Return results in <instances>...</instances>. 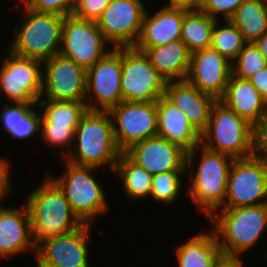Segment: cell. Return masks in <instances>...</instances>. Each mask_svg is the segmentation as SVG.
<instances>
[{
	"instance_id": "8fae6325",
	"label": "cell",
	"mask_w": 267,
	"mask_h": 267,
	"mask_svg": "<svg viewBox=\"0 0 267 267\" xmlns=\"http://www.w3.org/2000/svg\"><path fill=\"white\" fill-rule=\"evenodd\" d=\"M267 204V162L247 157L232 161L224 204L236 208Z\"/></svg>"
},
{
	"instance_id": "5b68a950",
	"label": "cell",
	"mask_w": 267,
	"mask_h": 267,
	"mask_svg": "<svg viewBox=\"0 0 267 267\" xmlns=\"http://www.w3.org/2000/svg\"><path fill=\"white\" fill-rule=\"evenodd\" d=\"M20 24H16L8 50L20 57L41 61L59 54L64 17L24 9Z\"/></svg>"
},
{
	"instance_id": "3957f363",
	"label": "cell",
	"mask_w": 267,
	"mask_h": 267,
	"mask_svg": "<svg viewBox=\"0 0 267 267\" xmlns=\"http://www.w3.org/2000/svg\"><path fill=\"white\" fill-rule=\"evenodd\" d=\"M208 219L223 256L242 258L267 231V204L219 208Z\"/></svg>"
},
{
	"instance_id": "277c9868",
	"label": "cell",
	"mask_w": 267,
	"mask_h": 267,
	"mask_svg": "<svg viewBox=\"0 0 267 267\" xmlns=\"http://www.w3.org/2000/svg\"><path fill=\"white\" fill-rule=\"evenodd\" d=\"M74 141L63 159L76 165L104 167V170L109 166L114 171L122 151L116 143L108 111L88 110L75 130Z\"/></svg>"
},
{
	"instance_id": "ffe728a7",
	"label": "cell",
	"mask_w": 267,
	"mask_h": 267,
	"mask_svg": "<svg viewBox=\"0 0 267 267\" xmlns=\"http://www.w3.org/2000/svg\"><path fill=\"white\" fill-rule=\"evenodd\" d=\"M164 96L200 134L207 128L212 107L217 102L214 96L201 92L187 80L167 81Z\"/></svg>"
},
{
	"instance_id": "ab89813d",
	"label": "cell",
	"mask_w": 267,
	"mask_h": 267,
	"mask_svg": "<svg viewBox=\"0 0 267 267\" xmlns=\"http://www.w3.org/2000/svg\"><path fill=\"white\" fill-rule=\"evenodd\" d=\"M248 80L258 90L263 99L267 102V66L258 70L255 74L250 76Z\"/></svg>"
},
{
	"instance_id": "6da1fadb",
	"label": "cell",
	"mask_w": 267,
	"mask_h": 267,
	"mask_svg": "<svg viewBox=\"0 0 267 267\" xmlns=\"http://www.w3.org/2000/svg\"><path fill=\"white\" fill-rule=\"evenodd\" d=\"M198 157L200 159L196 164L195 158ZM233 160L229 155L210 150L201 144L186 154L185 171L190 181L186 194L207 219L224 204ZM195 164L197 169L192 167Z\"/></svg>"
},
{
	"instance_id": "7bdbcfd3",
	"label": "cell",
	"mask_w": 267,
	"mask_h": 267,
	"mask_svg": "<svg viewBox=\"0 0 267 267\" xmlns=\"http://www.w3.org/2000/svg\"><path fill=\"white\" fill-rule=\"evenodd\" d=\"M255 44L260 49L261 54L263 55L265 62L267 64V32H265Z\"/></svg>"
},
{
	"instance_id": "d6a6232c",
	"label": "cell",
	"mask_w": 267,
	"mask_h": 267,
	"mask_svg": "<svg viewBox=\"0 0 267 267\" xmlns=\"http://www.w3.org/2000/svg\"><path fill=\"white\" fill-rule=\"evenodd\" d=\"M267 66L260 49L255 43H247L232 62V74L241 79H248Z\"/></svg>"
},
{
	"instance_id": "d590c367",
	"label": "cell",
	"mask_w": 267,
	"mask_h": 267,
	"mask_svg": "<svg viewBox=\"0 0 267 267\" xmlns=\"http://www.w3.org/2000/svg\"><path fill=\"white\" fill-rule=\"evenodd\" d=\"M252 157L267 162V112L252 125Z\"/></svg>"
},
{
	"instance_id": "4dcf8cb0",
	"label": "cell",
	"mask_w": 267,
	"mask_h": 267,
	"mask_svg": "<svg viewBox=\"0 0 267 267\" xmlns=\"http://www.w3.org/2000/svg\"><path fill=\"white\" fill-rule=\"evenodd\" d=\"M222 22L217 20L214 25L210 47L233 62L247 42L234 24L229 20Z\"/></svg>"
},
{
	"instance_id": "836d02e7",
	"label": "cell",
	"mask_w": 267,
	"mask_h": 267,
	"mask_svg": "<svg viewBox=\"0 0 267 267\" xmlns=\"http://www.w3.org/2000/svg\"><path fill=\"white\" fill-rule=\"evenodd\" d=\"M74 134L75 132L70 127H60L53 126V124H40V136L41 140L43 139L44 143L48 146H52L56 150H54L55 154L60 153V158L63 159L71 150L74 142ZM61 148L66 150L58 151ZM70 147V148H69ZM58 151V152H57ZM64 156V157H63Z\"/></svg>"
},
{
	"instance_id": "484cf974",
	"label": "cell",
	"mask_w": 267,
	"mask_h": 267,
	"mask_svg": "<svg viewBox=\"0 0 267 267\" xmlns=\"http://www.w3.org/2000/svg\"><path fill=\"white\" fill-rule=\"evenodd\" d=\"M37 104H3L0 110L2 128L13 139L29 140L40 132L41 113Z\"/></svg>"
},
{
	"instance_id": "83f0119b",
	"label": "cell",
	"mask_w": 267,
	"mask_h": 267,
	"mask_svg": "<svg viewBox=\"0 0 267 267\" xmlns=\"http://www.w3.org/2000/svg\"><path fill=\"white\" fill-rule=\"evenodd\" d=\"M112 174L122 181L125 196L130 201L150 198L153 175L134 163L124 152L120 154Z\"/></svg>"
},
{
	"instance_id": "74e56055",
	"label": "cell",
	"mask_w": 267,
	"mask_h": 267,
	"mask_svg": "<svg viewBox=\"0 0 267 267\" xmlns=\"http://www.w3.org/2000/svg\"><path fill=\"white\" fill-rule=\"evenodd\" d=\"M76 0H33L30 10L60 16L72 14Z\"/></svg>"
},
{
	"instance_id": "7402d4cb",
	"label": "cell",
	"mask_w": 267,
	"mask_h": 267,
	"mask_svg": "<svg viewBox=\"0 0 267 267\" xmlns=\"http://www.w3.org/2000/svg\"><path fill=\"white\" fill-rule=\"evenodd\" d=\"M157 136L179 145L186 152L200 144L201 134L189 122L185 114L164 95L156 101Z\"/></svg>"
},
{
	"instance_id": "d6986e66",
	"label": "cell",
	"mask_w": 267,
	"mask_h": 267,
	"mask_svg": "<svg viewBox=\"0 0 267 267\" xmlns=\"http://www.w3.org/2000/svg\"><path fill=\"white\" fill-rule=\"evenodd\" d=\"M22 206L0 208V259L16 257L26 251L36 254L29 211L25 202Z\"/></svg>"
},
{
	"instance_id": "52a82bcc",
	"label": "cell",
	"mask_w": 267,
	"mask_h": 267,
	"mask_svg": "<svg viewBox=\"0 0 267 267\" xmlns=\"http://www.w3.org/2000/svg\"><path fill=\"white\" fill-rule=\"evenodd\" d=\"M200 144L233 159L251 157L252 125L217 100L207 128L201 133Z\"/></svg>"
},
{
	"instance_id": "30bf717a",
	"label": "cell",
	"mask_w": 267,
	"mask_h": 267,
	"mask_svg": "<svg viewBox=\"0 0 267 267\" xmlns=\"http://www.w3.org/2000/svg\"><path fill=\"white\" fill-rule=\"evenodd\" d=\"M7 52L0 67V94L9 103L37 104L43 92V61Z\"/></svg>"
},
{
	"instance_id": "4316f807",
	"label": "cell",
	"mask_w": 267,
	"mask_h": 267,
	"mask_svg": "<svg viewBox=\"0 0 267 267\" xmlns=\"http://www.w3.org/2000/svg\"><path fill=\"white\" fill-rule=\"evenodd\" d=\"M229 21L247 43H255L267 32V0H245Z\"/></svg>"
},
{
	"instance_id": "7c38bea8",
	"label": "cell",
	"mask_w": 267,
	"mask_h": 267,
	"mask_svg": "<svg viewBox=\"0 0 267 267\" xmlns=\"http://www.w3.org/2000/svg\"><path fill=\"white\" fill-rule=\"evenodd\" d=\"M121 47L113 48L86 70V100L91 111H109L122 102Z\"/></svg>"
},
{
	"instance_id": "f35d334b",
	"label": "cell",
	"mask_w": 267,
	"mask_h": 267,
	"mask_svg": "<svg viewBox=\"0 0 267 267\" xmlns=\"http://www.w3.org/2000/svg\"><path fill=\"white\" fill-rule=\"evenodd\" d=\"M10 160L0 157V208L3 207L2 205L3 201H6L5 199L7 198V195L12 193L13 191L11 186V168L10 167Z\"/></svg>"
},
{
	"instance_id": "ee69618b",
	"label": "cell",
	"mask_w": 267,
	"mask_h": 267,
	"mask_svg": "<svg viewBox=\"0 0 267 267\" xmlns=\"http://www.w3.org/2000/svg\"><path fill=\"white\" fill-rule=\"evenodd\" d=\"M19 1H20V0H18V2H19ZM21 2L24 4L23 7H24L25 9H30L31 6H32V2H33V0H21Z\"/></svg>"
},
{
	"instance_id": "8d00e7d4",
	"label": "cell",
	"mask_w": 267,
	"mask_h": 267,
	"mask_svg": "<svg viewBox=\"0 0 267 267\" xmlns=\"http://www.w3.org/2000/svg\"><path fill=\"white\" fill-rule=\"evenodd\" d=\"M112 0H76L72 14L81 19L97 21Z\"/></svg>"
},
{
	"instance_id": "9c48e42d",
	"label": "cell",
	"mask_w": 267,
	"mask_h": 267,
	"mask_svg": "<svg viewBox=\"0 0 267 267\" xmlns=\"http://www.w3.org/2000/svg\"><path fill=\"white\" fill-rule=\"evenodd\" d=\"M100 31L97 22L73 14L64 17L59 53L88 70L113 48Z\"/></svg>"
},
{
	"instance_id": "b9f144b4",
	"label": "cell",
	"mask_w": 267,
	"mask_h": 267,
	"mask_svg": "<svg viewBox=\"0 0 267 267\" xmlns=\"http://www.w3.org/2000/svg\"><path fill=\"white\" fill-rule=\"evenodd\" d=\"M241 257L222 256L214 267H245Z\"/></svg>"
},
{
	"instance_id": "ba28073f",
	"label": "cell",
	"mask_w": 267,
	"mask_h": 267,
	"mask_svg": "<svg viewBox=\"0 0 267 267\" xmlns=\"http://www.w3.org/2000/svg\"><path fill=\"white\" fill-rule=\"evenodd\" d=\"M121 67L122 101L156 102L164 95L167 81L143 51L121 47Z\"/></svg>"
},
{
	"instance_id": "8992f818",
	"label": "cell",
	"mask_w": 267,
	"mask_h": 267,
	"mask_svg": "<svg viewBox=\"0 0 267 267\" xmlns=\"http://www.w3.org/2000/svg\"><path fill=\"white\" fill-rule=\"evenodd\" d=\"M66 173L48 175L63 191L69 205L77 217L86 224H93L94 219L106 215L108 200L105 190L95 178L99 168L82 166L62 160Z\"/></svg>"
},
{
	"instance_id": "5bb4252c",
	"label": "cell",
	"mask_w": 267,
	"mask_h": 267,
	"mask_svg": "<svg viewBox=\"0 0 267 267\" xmlns=\"http://www.w3.org/2000/svg\"><path fill=\"white\" fill-rule=\"evenodd\" d=\"M145 11L142 0H112L96 22L112 48L134 47Z\"/></svg>"
},
{
	"instance_id": "1f68e13d",
	"label": "cell",
	"mask_w": 267,
	"mask_h": 267,
	"mask_svg": "<svg viewBox=\"0 0 267 267\" xmlns=\"http://www.w3.org/2000/svg\"><path fill=\"white\" fill-rule=\"evenodd\" d=\"M183 176L186 171H171L153 175L150 191V198L157 202L171 205L177 203L178 197L182 192Z\"/></svg>"
},
{
	"instance_id": "f546056e",
	"label": "cell",
	"mask_w": 267,
	"mask_h": 267,
	"mask_svg": "<svg viewBox=\"0 0 267 267\" xmlns=\"http://www.w3.org/2000/svg\"><path fill=\"white\" fill-rule=\"evenodd\" d=\"M216 21L200 10H189L184 14L181 40L191 53L210 47Z\"/></svg>"
},
{
	"instance_id": "d4e9b609",
	"label": "cell",
	"mask_w": 267,
	"mask_h": 267,
	"mask_svg": "<svg viewBox=\"0 0 267 267\" xmlns=\"http://www.w3.org/2000/svg\"><path fill=\"white\" fill-rule=\"evenodd\" d=\"M179 267H214L223 256L215 232L191 236L175 248Z\"/></svg>"
},
{
	"instance_id": "e575fe53",
	"label": "cell",
	"mask_w": 267,
	"mask_h": 267,
	"mask_svg": "<svg viewBox=\"0 0 267 267\" xmlns=\"http://www.w3.org/2000/svg\"><path fill=\"white\" fill-rule=\"evenodd\" d=\"M245 0H202L200 11L206 13L209 17L215 20L223 21L230 20L236 9ZM218 15V16H217ZM221 15V16H220Z\"/></svg>"
},
{
	"instance_id": "603a6c76",
	"label": "cell",
	"mask_w": 267,
	"mask_h": 267,
	"mask_svg": "<svg viewBox=\"0 0 267 267\" xmlns=\"http://www.w3.org/2000/svg\"><path fill=\"white\" fill-rule=\"evenodd\" d=\"M219 101L251 125L258 122L267 112V102L253 84L248 79H241L233 74Z\"/></svg>"
},
{
	"instance_id": "ac0fdd59",
	"label": "cell",
	"mask_w": 267,
	"mask_h": 267,
	"mask_svg": "<svg viewBox=\"0 0 267 267\" xmlns=\"http://www.w3.org/2000/svg\"><path fill=\"white\" fill-rule=\"evenodd\" d=\"M232 75V62L211 47L191 53L186 80L201 92L219 100Z\"/></svg>"
},
{
	"instance_id": "cb8c5ba5",
	"label": "cell",
	"mask_w": 267,
	"mask_h": 267,
	"mask_svg": "<svg viewBox=\"0 0 267 267\" xmlns=\"http://www.w3.org/2000/svg\"><path fill=\"white\" fill-rule=\"evenodd\" d=\"M143 51L166 81L186 80L191 52L179 39L158 47H135Z\"/></svg>"
},
{
	"instance_id": "60d3db41",
	"label": "cell",
	"mask_w": 267,
	"mask_h": 267,
	"mask_svg": "<svg viewBox=\"0 0 267 267\" xmlns=\"http://www.w3.org/2000/svg\"><path fill=\"white\" fill-rule=\"evenodd\" d=\"M202 0H169L166 6L182 8L186 10H199Z\"/></svg>"
},
{
	"instance_id": "e0dca14e",
	"label": "cell",
	"mask_w": 267,
	"mask_h": 267,
	"mask_svg": "<svg viewBox=\"0 0 267 267\" xmlns=\"http://www.w3.org/2000/svg\"><path fill=\"white\" fill-rule=\"evenodd\" d=\"M124 153L151 175L186 170L187 152L160 136L136 142Z\"/></svg>"
},
{
	"instance_id": "2e32d148",
	"label": "cell",
	"mask_w": 267,
	"mask_h": 267,
	"mask_svg": "<svg viewBox=\"0 0 267 267\" xmlns=\"http://www.w3.org/2000/svg\"><path fill=\"white\" fill-rule=\"evenodd\" d=\"M43 67L45 68H43L41 98L85 102L86 70L84 68L60 53L43 61Z\"/></svg>"
},
{
	"instance_id": "7a4b0ae2",
	"label": "cell",
	"mask_w": 267,
	"mask_h": 267,
	"mask_svg": "<svg viewBox=\"0 0 267 267\" xmlns=\"http://www.w3.org/2000/svg\"><path fill=\"white\" fill-rule=\"evenodd\" d=\"M45 176L25 200L36 246L47 238L72 232L84 224L48 172Z\"/></svg>"
},
{
	"instance_id": "f1b7e54d",
	"label": "cell",
	"mask_w": 267,
	"mask_h": 267,
	"mask_svg": "<svg viewBox=\"0 0 267 267\" xmlns=\"http://www.w3.org/2000/svg\"><path fill=\"white\" fill-rule=\"evenodd\" d=\"M37 107L41 112L40 124L70 127L74 132L82 117L89 110L85 102L54 101L42 98L37 102Z\"/></svg>"
},
{
	"instance_id": "44dd1931",
	"label": "cell",
	"mask_w": 267,
	"mask_h": 267,
	"mask_svg": "<svg viewBox=\"0 0 267 267\" xmlns=\"http://www.w3.org/2000/svg\"><path fill=\"white\" fill-rule=\"evenodd\" d=\"M149 15L146 9L142 19V30L134 47H158L181 39L184 14L182 8L161 6Z\"/></svg>"
},
{
	"instance_id": "4fadbf2b",
	"label": "cell",
	"mask_w": 267,
	"mask_h": 267,
	"mask_svg": "<svg viewBox=\"0 0 267 267\" xmlns=\"http://www.w3.org/2000/svg\"><path fill=\"white\" fill-rule=\"evenodd\" d=\"M108 112L116 143L122 152L136 142L157 136L156 102L122 101Z\"/></svg>"
},
{
	"instance_id": "9a60e30c",
	"label": "cell",
	"mask_w": 267,
	"mask_h": 267,
	"mask_svg": "<svg viewBox=\"0 0 267 267\" xmlns=\"http://www.w3.org/2000/svg\"><path fill=\"white\" fill-rule=\"evenodd\" d=\"M92 224L47 238L36 246L37 267H90L89 241Z\"/></svg>"
}]
</instances>
